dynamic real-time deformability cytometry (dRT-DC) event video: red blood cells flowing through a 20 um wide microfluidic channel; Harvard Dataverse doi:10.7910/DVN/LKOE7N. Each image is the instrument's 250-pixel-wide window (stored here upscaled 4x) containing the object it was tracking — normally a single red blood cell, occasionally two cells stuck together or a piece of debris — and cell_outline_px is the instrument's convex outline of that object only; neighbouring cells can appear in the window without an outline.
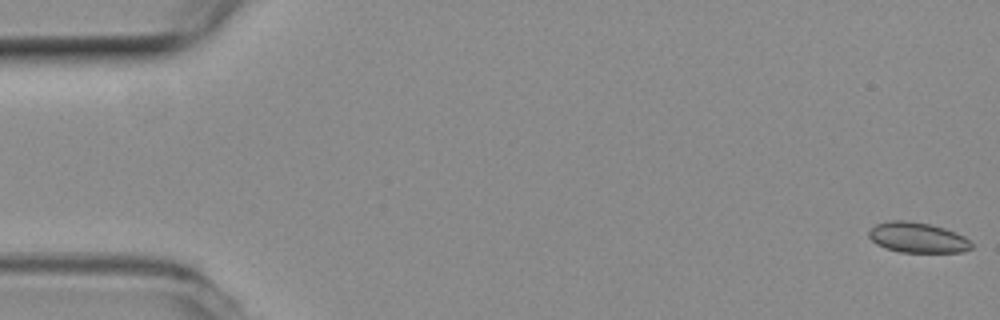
{"species": "common noctule bat (a hibernating species)", "species_latin": "Nyctalus noctula", "temperature_condition": "room temperature", "stored_images_in_passage": 5, "camera_frame_rate_fps": 3000, "um_per_image_px": 0.085, "animal": {"sex": "female", "body_mass_g": 19.3, "forearm_length_mm": 54.1}, "frame": {"image": 1, "passage_image": 1, "time_ms": 0.0, "image_size_px": [1000, 320], "cell_outline_px": [[972, 248], [960, 252], [900, 252], [884, 248], [876, 244], [868, 236], [868, 232], [876, 224], [888, 220], [908, 220], [928, 224], [944, 228], [956, 232], [964, 236], [972, 244]], "centroid_in_image_um": [77.96, 20.19], "position_along_channel_um": 7.0, "area_um2": 18.15}}